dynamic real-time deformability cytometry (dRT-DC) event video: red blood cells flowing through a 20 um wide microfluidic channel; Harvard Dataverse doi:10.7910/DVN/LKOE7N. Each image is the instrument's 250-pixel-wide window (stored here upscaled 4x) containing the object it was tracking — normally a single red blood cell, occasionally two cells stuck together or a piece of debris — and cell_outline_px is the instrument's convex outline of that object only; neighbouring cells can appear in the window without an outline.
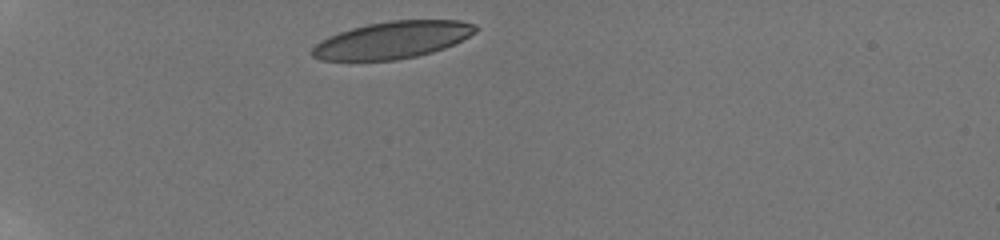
{"species": "human", "species_latin": "Homo sapiens", "temperature_condition": "room temperature", "stored_images_in_passage": 4, "camera_frame_rate_fps": 3000, "um_per_image_px": 0.085, "donor": {"sex": "male"}, "frame": {"image": 1, "passage_image": 1, "time_ms": 0.0, "image_size_px": [1000, 240], "cell_outline_px": [[480, 28], [476, 32], [444, 48], [432, 52], [416, 56], [396, 60], [320, 60], [312, 56], [312, 48], [320, 40], [328, 36], [352, 28], [368, 24], [392, 20], [460, 20], [476, 24]], "centroid_in_image_um": [33.37, 3.39], "position_along_channel_um": 51.6, "area_um2": 35.14}}
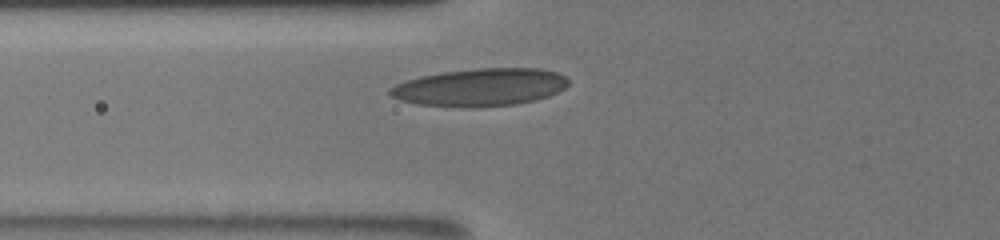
{"frame": {"image": 2, "passage_image": 4, "time_ms": 2.0, "image_size_px": [1000, 240], "cell_outline_px": [[568, 84], [564, 88], [548, 96], [536, 100], [516, 104], [472, 108], [460, 108], [416, 104], [400, 100], [392, 96], [388, 92], [388, 88], [404, 80], [420, 76], [440, 72], [476, 68], [540, 68], [556, 72], [564, 76], [568, 80]], "centroid_in_image_um": [40.76, 7.42], "position_along_channel_um": 85.0, "area_um2": 39.59}}